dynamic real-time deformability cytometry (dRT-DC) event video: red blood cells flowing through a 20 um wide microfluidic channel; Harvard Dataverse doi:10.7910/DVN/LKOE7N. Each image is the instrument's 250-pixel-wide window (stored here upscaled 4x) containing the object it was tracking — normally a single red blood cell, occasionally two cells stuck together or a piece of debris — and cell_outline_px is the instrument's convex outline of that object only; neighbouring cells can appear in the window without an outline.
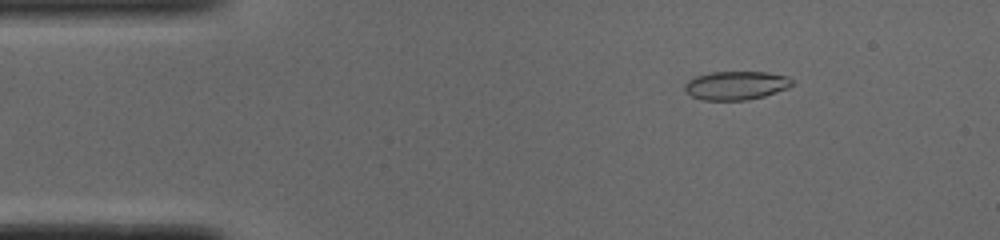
{"species": "common noctule bat (a hibernating species)", "species_latin": "Nyctalus noctula", "temperature_condition": "cold", "stored_images_in_passage": 51, "camera_frame_rate_fps": 3000, "um_per_image_px": 0.085, "animal": {"sex": "male", "body_mass_g": 19.0, "forearm_length_mm": 50.8}, "frame": {"image": 1, "passage_image": 7, "time_ms": 2.0, "image_size_px": [1000, 240], "cell_outline_px": [[796, 84], [788, 88], [764, 96], [748, 100], [704, 100], [692, 96], [684, 92], [684, 84], [688, 80], [696, 76], [712, 72], [764, 72], [788, 76]], "centroid_in_image_um": [62.57, 7.26], "position_along_channel_um": 22.4, "area_um2": 18.03}}
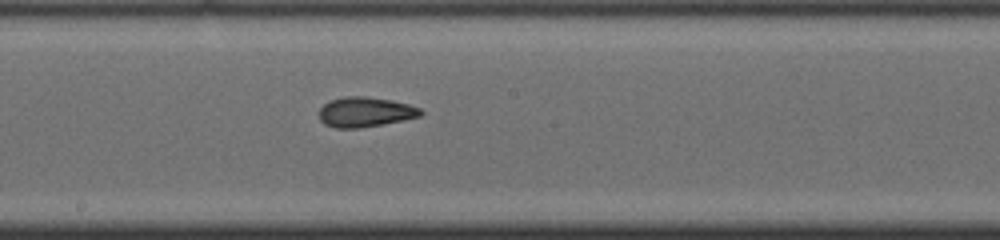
{"frame": {"image": 2, "passage_image": 27, "time_ms": 8.667, "image_size_px": [1000, 240], "cell_outline_px": [[424, 112], [420, 116], [404, 120], [360, 128], [336, 128], [324, 124], [320, 120], [320, 108], [324, 104], [332, 100], [344, 96], [364, 96], [392, 100], [408, 104], [420, 108]], "centroid_in_image_um": [31.05, 9.52], "position_along_channel_um": 217.1, "area_um2": 17.69}}
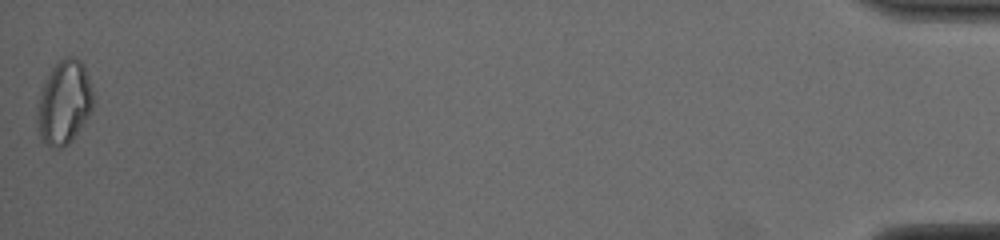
{"frame": {"image": 3, "passage_image": 51, "time_ms": 16.667, "image_size_px": [1000, 240], "cell_outline_px": [[92, 108], [88, 116], [72, 140], [68, 144], [60, 148], [48, 148], [40, 140], [36, 128], [36, 116], [40, 88], [44, 80], [52, 68], [60, 60], [68, 56], [76, 56], [84, 64], [92, 88]], "centroid_in_image_um": [5.4, 8.73], "position_along_channel_um": 429.8, "area_um2": 27.8}, "authors_computed_cell_mechanics": {"area_um2": 18.0336, "velocity_mm_per_s": 3.9021, "shape_relaxation_time_tau1_ms": 6.733, "shape_relaxation_time_tau2_ms": 3.3448, "deformation_change_tau1": 0.2017, "deformation_change_tau2": 0.1053}}